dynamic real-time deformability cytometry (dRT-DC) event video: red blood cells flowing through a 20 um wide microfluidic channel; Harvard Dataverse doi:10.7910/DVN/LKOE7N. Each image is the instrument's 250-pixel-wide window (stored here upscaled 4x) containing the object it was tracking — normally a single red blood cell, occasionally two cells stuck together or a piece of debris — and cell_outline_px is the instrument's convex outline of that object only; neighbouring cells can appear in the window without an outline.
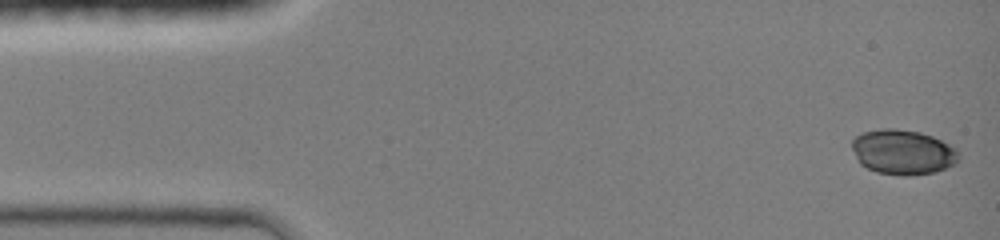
{"species": "common noctule bat (a hibernating species)", "species_latin": "Nyctalus noctula", "temperature_condition": "room temperature", "stored_images_in_passage": 26, "camera_frame_rate_fps": 3000, "um_per_image_px": 0.085, "animal": {"sex": "female", "body_mass_g": 19.0, "forearm_length_mm": 51.5}, "frame": {"image": 1, "passage_image": 1, "time_ms": 0.0, "image_size_px": [1000, 240], "cell_outline_px": [[956, 164], [936, 172], [908, 176], [900, 176], [876, 172], [860, 164], [852, 148], [852, 140], [856, 136], [864, 132], [880, 128], [896, 128], [920, 132], [932, 136], [956, 148]], "centroid_in_image_um": [76.72, 12.93], "position_along_channel_um": 8.3, "area_um2": 27.92}}
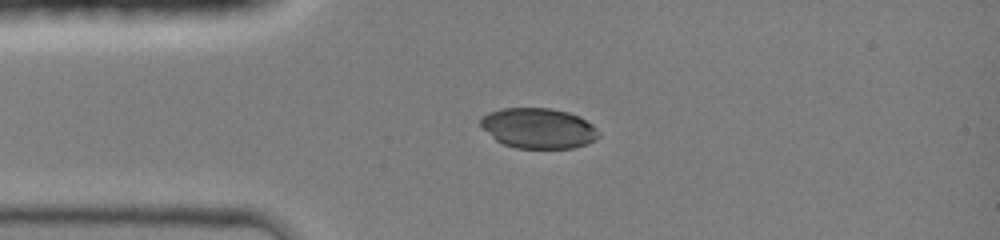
{"frame": {"image": 2, "passage_image": 19, "time_ms": 3.0, "image_size_px": [1000, 240], "cell_outline_px": [[600, 136], [588, 144], [572, 148], [516, 148], [504, 144], [496, 140], [480, 124], [480, 116], [488, 112], [504, 108], [548, 108], [568, 112], [580, 116], [592, 124], [596, 128]], "centroid_in_image_um": [45.78, 10.89], "position_along_channel_um": 39.2, "area_um2": 27.74}}